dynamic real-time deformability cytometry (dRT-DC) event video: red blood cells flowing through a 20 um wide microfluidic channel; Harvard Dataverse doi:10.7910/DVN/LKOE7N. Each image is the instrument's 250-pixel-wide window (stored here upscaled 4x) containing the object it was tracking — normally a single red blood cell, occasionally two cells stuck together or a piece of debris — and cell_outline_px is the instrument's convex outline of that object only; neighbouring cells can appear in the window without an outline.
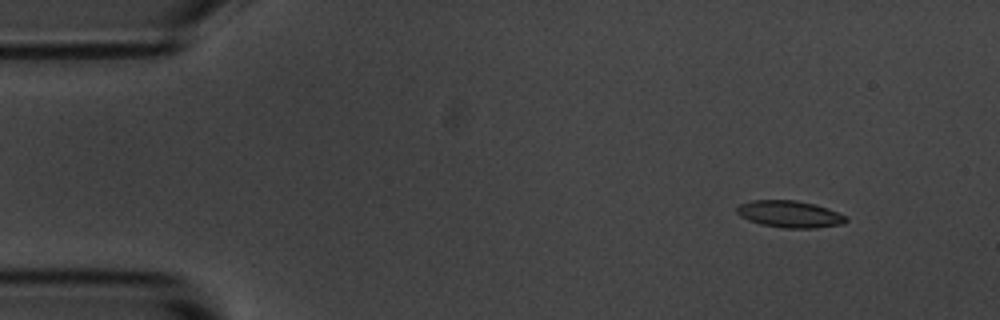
{"species": "common noctule bat (a hibernating species)", "species_latin": "Nyctalus noctula", "temperature_condition": "room temperature", "stored_images_in_passage": 4, "camera_frame_rate_fps": 3000, "um_per_image_px": 0.085, "animal": {"sex": "male", "body_mass_g": 20.1, "forearm_length_mm": 53.5}, "frame": {"image": 1, "passage_image": 2, "time_ms": 0.333, "image_size_px": [1000, 320], "cell_outline_px": [[848, 220], [844, 224], [816, 228], [780, 228], [760, 224], [748, 220], [740, 216], [736, 212], [736, 208], [740, 204], [752, 200], [796, 200], [816, 204], [828, 208], [848, 216]], "centroid_in_image_um": [67.15, 18.2], "position_along_channel_um": 17.8, "area_um2": 17.4}}